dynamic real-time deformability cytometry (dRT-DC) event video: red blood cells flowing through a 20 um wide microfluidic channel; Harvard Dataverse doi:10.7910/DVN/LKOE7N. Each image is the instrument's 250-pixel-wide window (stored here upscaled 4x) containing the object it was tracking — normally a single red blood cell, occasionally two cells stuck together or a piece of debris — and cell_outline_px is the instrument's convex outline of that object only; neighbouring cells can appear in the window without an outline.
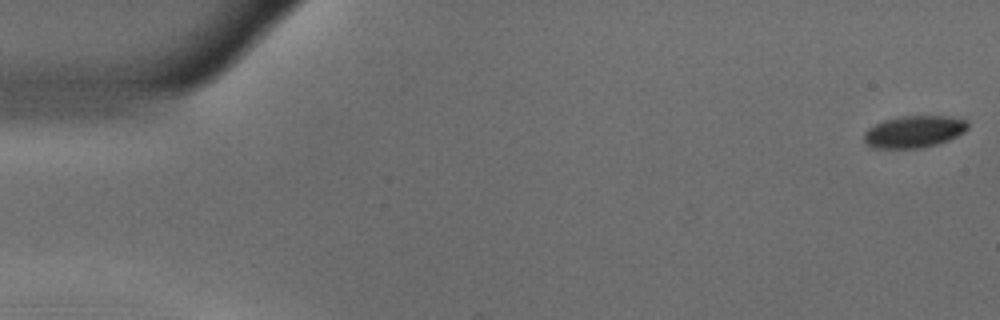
{"species": "common noctule bat (a hibernating species)", "species_latin": "Nyctalus noctula", "temperature_condition": "warm", "stored_images_in_passage": 55, "camera_frame_rate_fps": 3000, "um_per_image_px": 0.085, "animal": {"sex": "male", "body_mass_g": 18.8}, "frame": {"image": 1, "passage_image": 1, "time_ms": 0.0, "image_size_px": [1000, 320], "cell_outline_px": [[968, 128], [964, 132], [948, 140], [936, 144], [920, 148], [872, 148], [864, 140], [864, 132], [868, 128], [884, 120], [900, 116], [948, 116], [968, 120]], "centroid_in_image_um": [77.7, 11.18], "position_along_channel_um": 7.3, "area_um2": 19.31}}
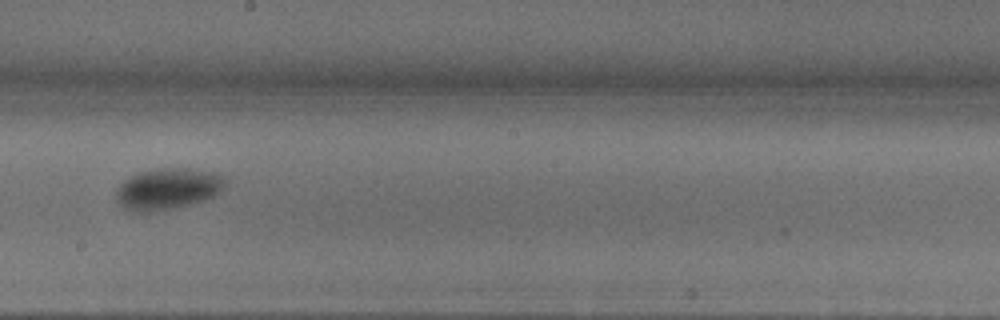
{"frame": {"image": 2, "passage_image": 31, "time_ms": 10.0, "image_size_px": [1000, 320], "cell_outline_px": [[228, 176], [224, 184], [216, 196], [204, 200], [172, 208], [148, 212], [132, 212], [124, 208], [116, 200], [116, 188], [128, 176], [140, 172], [156, 168], [188, 168], [216, 172]], "centroid_in_image_um": [14.26, 16.03], "position_along_channel_um": 233.9, "area_um2": 26.53}}
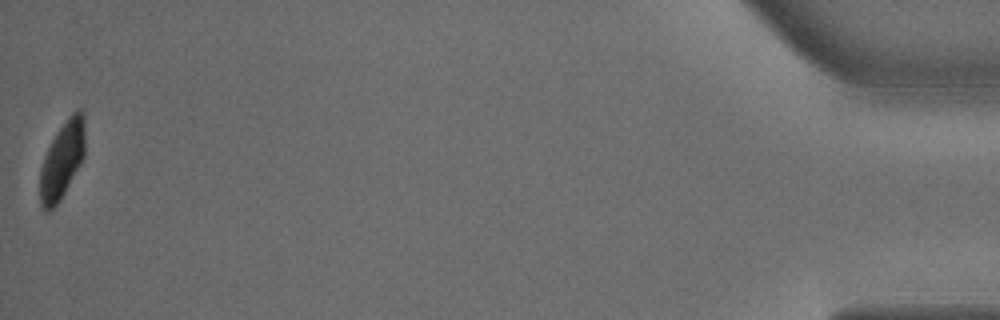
{"frame": {"image": 3, "passage_image": 55, "time_ms": 18.0, "image_size_px": [1000, 320], "cell_outline_px": [[84, 156], [80, 164], [60, 200], [48, 212], [44, 212], [40, 204], [40, 168], [44, 156], [56, 132], [68, 116], [72, 112], [80, 108], [84, 112]], "centroid_in_image_um": [5.27, 13.59], "position_along_channel_um": 429.9, "area_um2": 20.17}, "authors_computed_cell_mechanics": {"area_um2": 23.5246, "velocity_mm_per_s": 3.6599, "shape_relaxation_time_tau1_ms": 3.621, "shape_relaxation_time_tau2_ms": 1.764, "deformation_change_tau1": 0.1355, "deformation_change_tau2": 0.0266}}